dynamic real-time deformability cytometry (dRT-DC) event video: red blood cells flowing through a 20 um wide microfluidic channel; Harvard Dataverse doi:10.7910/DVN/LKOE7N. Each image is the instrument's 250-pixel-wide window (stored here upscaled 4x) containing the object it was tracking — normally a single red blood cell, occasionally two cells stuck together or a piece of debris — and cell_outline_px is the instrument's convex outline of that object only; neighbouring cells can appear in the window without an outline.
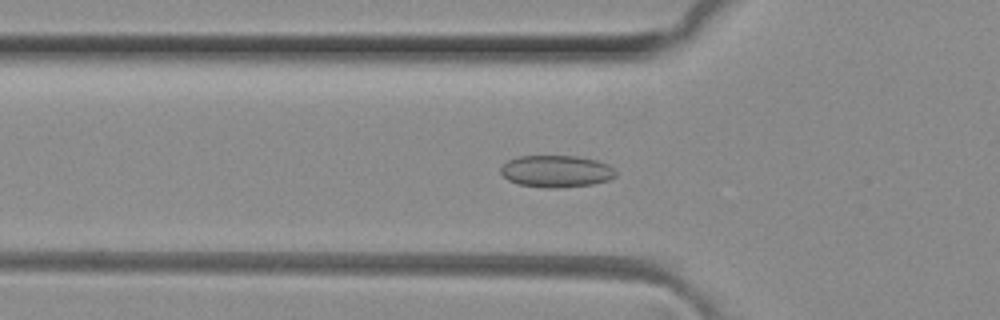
{"species": "common noctule bat (a hibernating species)", "species_latin": "Nyctalus noctula", "temperature_condition": "room temperature", "stored_images_in_passage": 45, "camera_frame_rate_fps": 3000, "um_per_image_px": 0.085, "animal": {"sex": "female", "body_mass_g": 29.2, "forearm_length_mm": 56.3}, "frame": {"image": 1, "passage_image": 15, "time_ms": 4.667, "image_size_px": [1000, 320], "cell_outline_px": [[616, 176], [608, 180], [592, 184], [556, 188], [544, 188], [520, 184], [508, 180], [500, 172], [500, 168], [508, 160], [520, 156], [576, 156], [596, 160], [608, 164], [616, 172]], "centroid_in_image_um": [47.28, 14.56], "position_along_channel_um": 78.5, "area_um2": 21.33}}
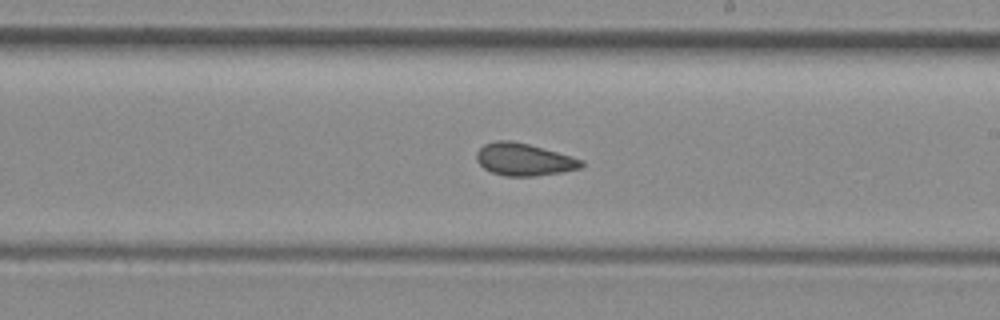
{"frame": {"image": 2, "passage_image": 27, "time_ms": 8.667, "image_size_px": [1000, 320], "cell_outline_px": [[584, 168], [564, 172], [536, 176], [504, 176], [492, 172], [484, 168], [476, 160], [476, 152], [484, 144], [496, 140], [512, 140], [528, 144], [584, 160]], "centroid_in_image_um": [44.55, 13.56], "position_along_channel_um": 244.5, "area_um2": 19.88}}
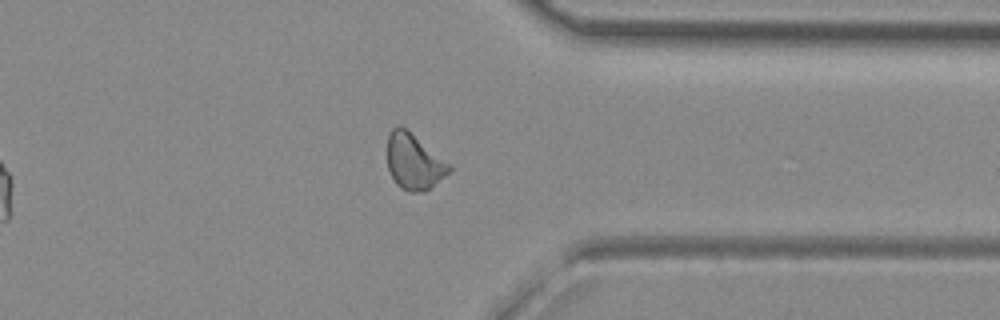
{"frame": {"image": 3, "passage_image": 37, "time_ms": 12.0, "image_size_px": [1000, 320], "cell_outline_px": [[452, 168], [444, 176], [424, 192], [408, 192], [400, 188], [396, 184], [388, 168], [388, 136], [392, 128], [396, 124], [400, 124], [452, 164]], "centroid_in_image_um": [35.18, 13.73], "position_along_channel_um": 376.2, "area_um2": 20.11}, "authors_computed_cell_mechanics": {"area_um2": 20.1144, "velocity_mm_per_s": 4.1412, "shape_relaxation_time_tau1_ms": null, "shape_relaxation_time_tau2_ms": 2.1213, "deformation_change_tau1": null, "deformation_change_tau2": 0.0841}}